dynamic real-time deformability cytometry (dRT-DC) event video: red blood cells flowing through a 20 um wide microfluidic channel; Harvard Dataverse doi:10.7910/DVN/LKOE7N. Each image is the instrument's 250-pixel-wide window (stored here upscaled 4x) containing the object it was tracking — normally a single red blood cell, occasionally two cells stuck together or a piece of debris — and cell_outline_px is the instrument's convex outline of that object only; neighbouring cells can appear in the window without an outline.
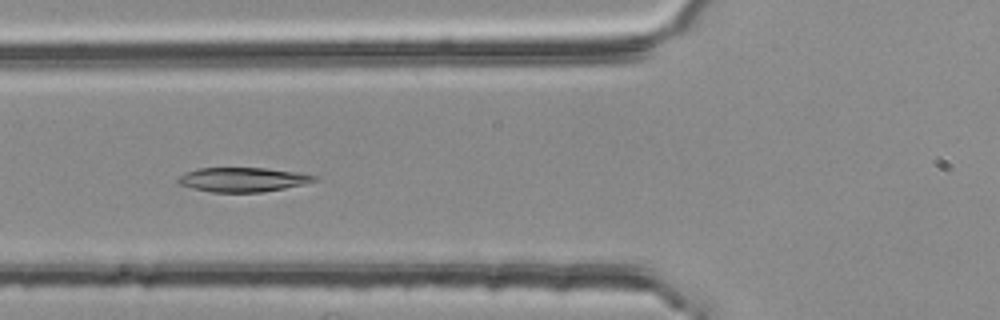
{"species": "common noctule bat (a hibernating species)", "species_latin": "Nyctalus noctula", "temperature_condition": "room temperature", "stored_images_in_passage": 41, "camera_frame_rate_fps": 3000, "um_per_image_px": 0.085, "animal": {"sex": "female", "body_mass_g": 25.1}, "frame": {"image": 1, "passage_image": 7, "time_ms": 2.0, "image_size_px": [1000, 320], "cell_outline_px": [[320, 180], [304, 184], [284, 188], [260, 192], [212, 192], [192, 188], [180, 184], [176, 180], [184, 172], [200, 168], [264, 168], [296, 172], [320, 176]], "centroid_in_image_um": [20.67, 15.26], "position_along_channel_um": 105.1, "area_um2": 19.31}}
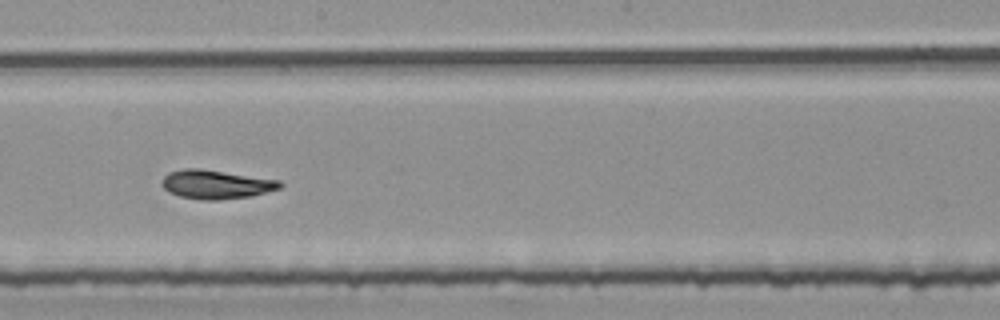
{"frame": {"image": 2, "passage_image": 17, "time_ms": 5.333, "image_size_px": [1000, 320], "cell_outline_px": [[284, 184], [280, 188], [252, 196], [220, 200], [200, 200], [180, 196], [168, 192], [160, 184], [160, 180], [168, 172], [184, 168], [200, 168], [280, 180]], "centroid_in_image_um": [18.33, 15.67], "position_along_channel_um": 229.9, "area_um2": 20.11}}
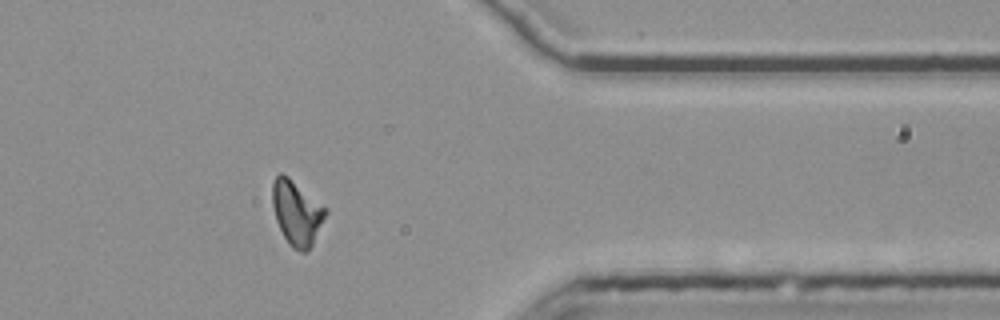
{"frame": {"image": 3, "passage_image": 31, "time_ms": 10.0, "image_size_px": [1000, 320], "cell_outline_px": [[328, 212], [312, 244], [304, 252], [300, 252], [292, 248], [288, 244], [276, 220], [272, 204], [272, 184], [276, 176], [280, 172], [288, 176], [328, 208]], "centroid_in_image_um": [25.23, 18.07], "position_along_channel_um": 386.2, "area_um2": 20.0}, "authors_computed_cell_mechanics": {"area_um2": 19.7676, "velocity_mm_per_s": 3.7434, "shape_relaxation_time_tau1_ms": 3.9031, "shape_relaxation_time_tau2_ms": 3.2074, "deformation_change_tau1": 0.1367, "deformation_change_tau2": 0.0779}}